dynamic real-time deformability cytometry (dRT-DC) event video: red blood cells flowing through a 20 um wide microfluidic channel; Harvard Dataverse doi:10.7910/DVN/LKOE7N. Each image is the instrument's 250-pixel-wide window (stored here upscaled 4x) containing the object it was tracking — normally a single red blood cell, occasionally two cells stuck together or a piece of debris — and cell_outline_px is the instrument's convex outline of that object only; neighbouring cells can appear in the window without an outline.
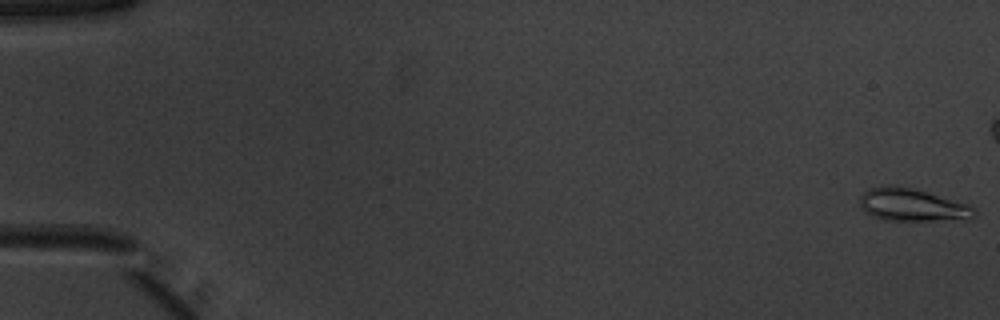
{"species": "common noctule bat (a hibernating species)", "species_latin": "Nyctalus noctula", "temperature_condition": "warm", "stored_images_in_passage": 54, "camera_frame_rate_fps": 3000, "um_per_image_px": 0.085, "animal": {"sex": "male", "body_mass_g": 20.1, "forearm_length_mm": 53.5}, "frame": {"image": 1, "passage_image": 1, "time_ms": 0.0, "image_size_px": [1000, 320], "cell_outline_px": [[976, 212], [972, 216], [932, 220], [884, 220], [872, 216], [860, 204], [860, 196], [868, 188], [888, 184], [892, 184], [912, 188], [968, 204], [976, 208]], "centroid_in_image_um": [77.45, 17.38], "position_along_channel_um": 7.5, "area_um2": 21.21}}
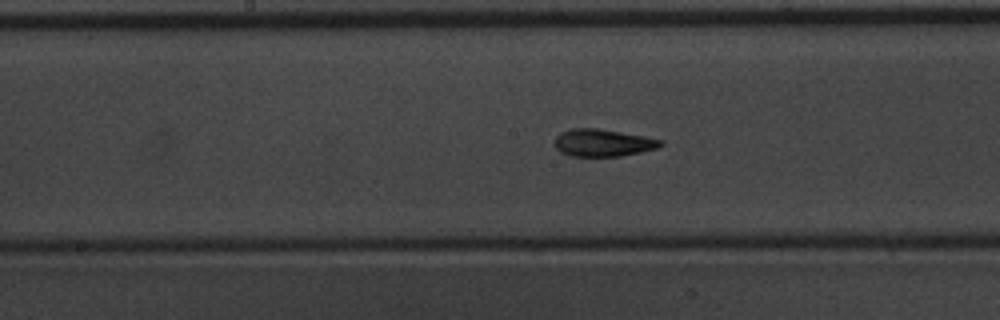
{"frame": {"image": 2, "passage_image": 28, "time_ms": 9.0, "image_size_px": [1000, 320], "cell_outline_px": [[664, 144], [656, 148], [640, 152], [620, 156], [572, 156], [560, 152], [552, 144], [552, 140], [560, 132], [568, 128], [600, 128], [644, 136], [664, 140]], "centroid_in_image_um": [51.19, 12.12], "position_along_channel_um": 197.0, "area_um2": 17.17}}
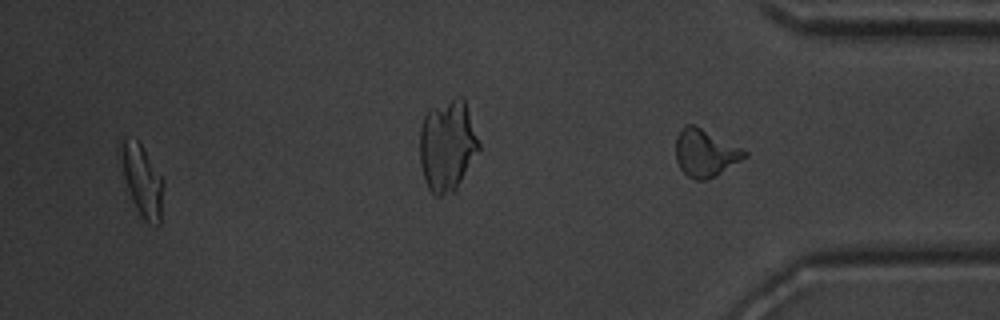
{"frame": {"image": 3, "passage_image": 51, "time_ms": 16.667, "image_size_px": [1000, 320], "cell_outline_px": [[164, 180], [160, 224], [156, 228], [148, 224], [140, 216], [132, 200], [116, 152], [116, 148], [124, 136], [136, 140], [140, 144]], "centroid_in_image_um": [12.04, 15.33], "position_along_channel_um": 423.2, "area_um2": 18.15}, "authors_computed_cell_mechanics": {"area_um2": 17.1666, "velocity_mm_per_s": 3.9371, "shape_relaxation_time_tau1_ms": 7.7201, "shape_relaxation_time_tau2_ms": 2.1594, "deformation_change_tau1": 0.2359, "deformation_change_tau2": 0.0954}}